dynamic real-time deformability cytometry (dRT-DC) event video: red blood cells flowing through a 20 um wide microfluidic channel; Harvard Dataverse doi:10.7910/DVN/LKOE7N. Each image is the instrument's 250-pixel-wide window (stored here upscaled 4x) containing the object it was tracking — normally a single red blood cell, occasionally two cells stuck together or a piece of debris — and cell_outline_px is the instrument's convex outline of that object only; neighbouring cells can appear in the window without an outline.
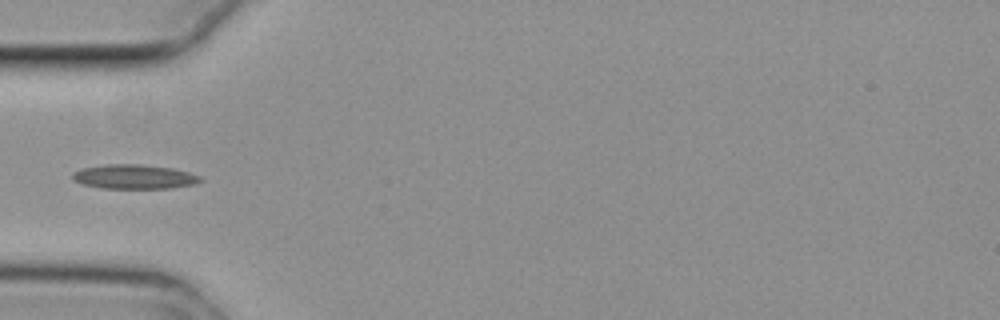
{"species": "common noctule bat (a hibernating species)", "species_latin": "Nyctalus noctula", "temperature_condition": "cold", "stored_images_in_passage": 3, "camera_frame_rate_fps": 3000, "um_per_image_px": 0.085, "animal": {"sex": "female", "body_mass_g": 29.2, "forearm_length_mm": 56.3}, "frame": {"image": 1, "passage_image": 1, "time_ms": 0.0, "image_size_px": [1000, 320], "cell_outline_px": [[204, 180], [196, 184], [172, 188], [100, 188], [80, 184], [72, 180], [72, 172], [80, 168], [108, 164], [140, 164], [172, 168], [188, 172], [200, 176]], "centroid_in_image_um": [11.38, 15.02], "position_along_channel_um": 73.6, "area_um2": 18.38}}